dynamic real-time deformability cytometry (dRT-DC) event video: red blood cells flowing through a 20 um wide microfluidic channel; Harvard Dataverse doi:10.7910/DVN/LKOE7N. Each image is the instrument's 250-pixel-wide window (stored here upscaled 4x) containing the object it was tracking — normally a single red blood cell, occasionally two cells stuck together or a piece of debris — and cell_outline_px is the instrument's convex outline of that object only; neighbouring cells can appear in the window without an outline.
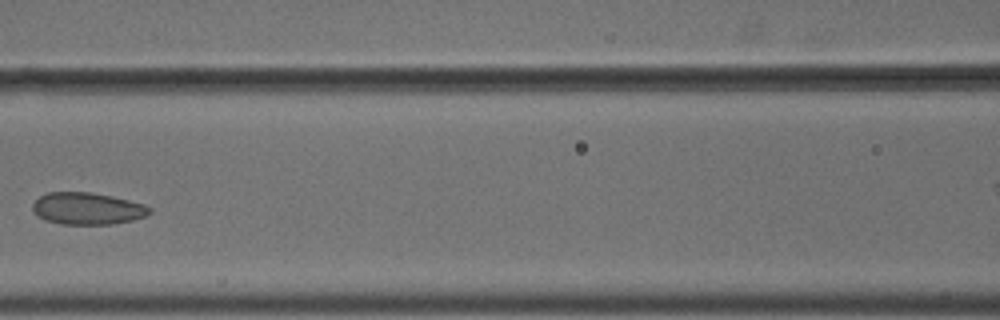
{"species": "common noctule bat (a hibernating species)", "species_latin": "Nyctalus noctula", "temperature_condition": "cold", "stored_images_in_passage": 7, "camera_frame_rate_fps": 3000, "um_per_image_px": 0.085, "animal": {"sex": "male", "body_mass_g": 18.8}, "frame": {"image": 1, "passage_image": 6, "time_ms": 1.667, "image_size_px": [1000, 320], "cell_outline_px": [[152, 212], [144, 216], [132, 220], [112, 224], [60, 224], [44, 220], [36, 216], [32, 208], [32, 204], [40, 196], [48, 192], [88, 192], [112, 196], [144, 204], [152, 208]], "centroid_in_image_um": [7.4, 17.73], "position_along_channel_um": 159.2, "area_um2": 21.85}}
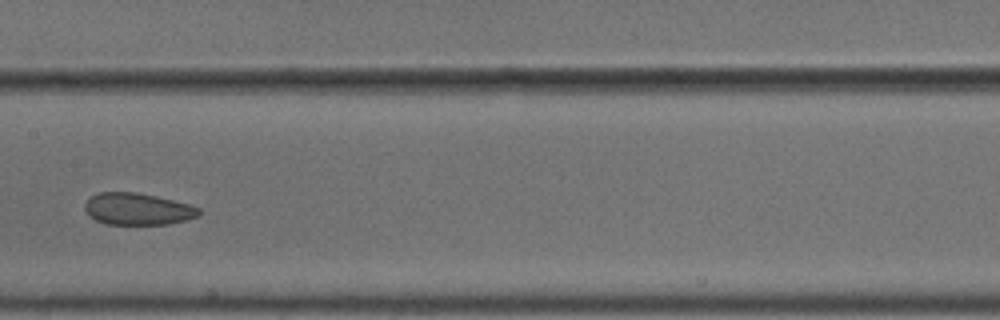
{"frame": {"image": 2, "passage_image": 7, "time_ms": 2.0, "image_size_px": [1000, 320], "cell_outline_px": [[200, 212], [196, 216], [188, 220], [168, 224], [104, 224], [88, 216], [84, 208], [84, 204], [92, 196], [100, 192], [136, 192], [156, 196], [188, 204], [200, 208]], "centroid_in_image_um": [11.67, 17.77], "position_along_channel_um": 195.7, "area_um2": 21.15}}